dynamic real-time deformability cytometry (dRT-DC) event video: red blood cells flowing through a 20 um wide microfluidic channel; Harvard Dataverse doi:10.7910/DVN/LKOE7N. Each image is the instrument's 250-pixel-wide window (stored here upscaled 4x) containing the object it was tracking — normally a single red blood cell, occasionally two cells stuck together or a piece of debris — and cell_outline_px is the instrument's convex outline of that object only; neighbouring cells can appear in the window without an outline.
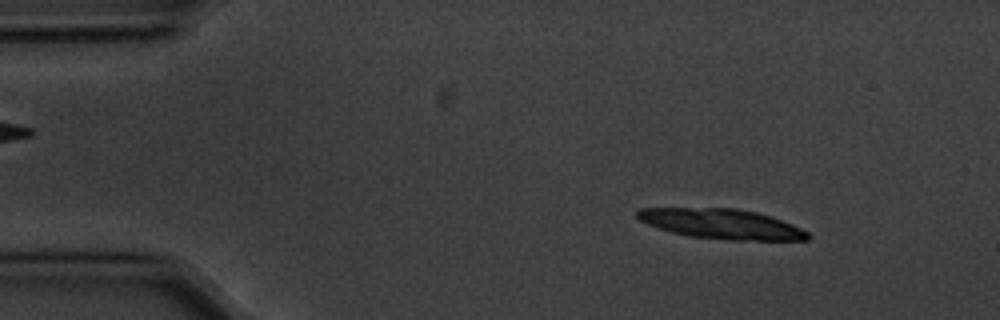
{"species": "common noctule bat (a hibernating species)", "species_latin": "Nyctalus noctula", "temperature_condition": "cold", "stored_images_in_passage": 27, "segment_of_instrument_passage": [1, 2], "camera_frame_rate_fps": 3000, "um_per_image_px": 0.085, "animal": {"sex": "male", "body_mass_g": 20.1, "forearm_length_mm": 53.5}, "frame": {"image": 1, "passage_image": 6, "time_ms": 1.667, "image_size_px": [1000, 320], "cell_outline_px": [[812, 236], [808, 240], [728, 240], [688, 236], [672, 232], [648, 224], [640, 220], [636, 216], [636, 212], [640, 208], [736, 208], [756, 212], [792, 224], [808, 232]], "centroid_in_image_um": [61.34, 19.04], "position_along_channel_um": 23.7, "area_um2": 29.59}}